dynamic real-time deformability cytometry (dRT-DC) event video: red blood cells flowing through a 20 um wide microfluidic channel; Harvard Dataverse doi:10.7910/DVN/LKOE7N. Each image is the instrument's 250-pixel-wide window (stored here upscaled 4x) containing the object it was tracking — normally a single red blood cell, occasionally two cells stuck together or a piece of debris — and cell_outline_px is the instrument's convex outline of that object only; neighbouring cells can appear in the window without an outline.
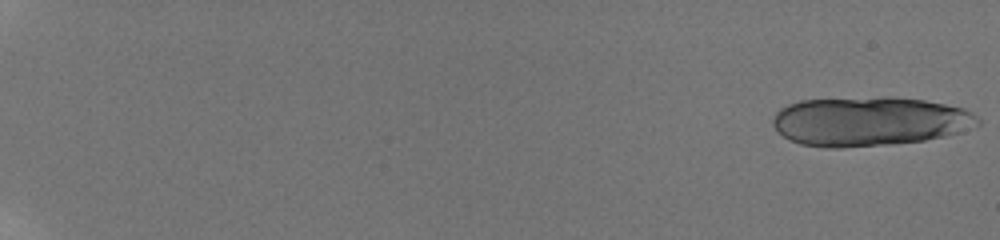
{"species": "human", "species_latin": "Homo sapiens", "temperature_condition": "room temperature", "stored_images_in_passage": 23, "camera_frame_rate_fps": 3000, "um_per_image_px": 0.085, "donor": {"sex": "male"}, "frame": {"image": 1, "passage_image": 1, "time_ms": 0.0, "image_size_px": [1000, 240], "cell_outline_px": [[980, 124], [960, 132], [944, 136], [924, 140], [892, 144], [840, 148], [824, 148], [800, 144], [788, 140], [772, 124], [772, 120], [776, 112], [780, 108], [788, 104], [800, 100], [884, 96], [892, 96], [924, 100], [964, 108], [972, 112], [980, 120]], "centroid_in_image_um": [73.89, 10.31], "position_along_channel_um": 11.1, "area_um2": 59.3}}